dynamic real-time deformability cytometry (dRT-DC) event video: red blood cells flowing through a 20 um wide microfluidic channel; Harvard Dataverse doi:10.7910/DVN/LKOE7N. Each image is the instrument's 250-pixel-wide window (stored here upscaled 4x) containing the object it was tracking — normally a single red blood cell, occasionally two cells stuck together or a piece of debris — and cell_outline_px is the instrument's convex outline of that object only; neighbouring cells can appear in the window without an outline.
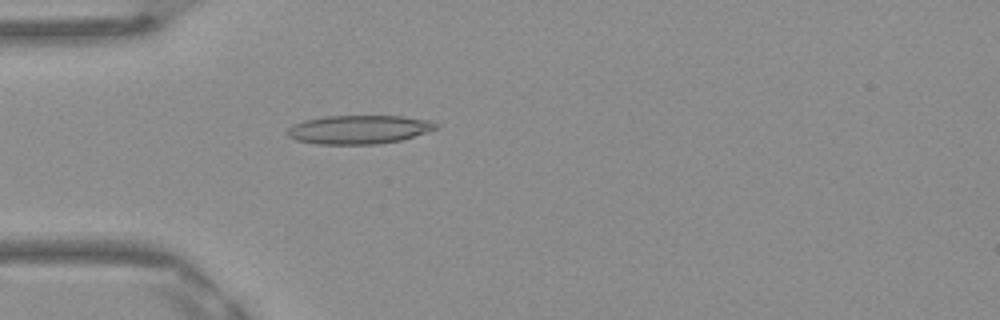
{"species": "Egyptian fruit bat (a non-hibernating species)", "species_latin": "Rousettus aegyptiacus", "temperature_condition": "warm", "stored_images_in_passage": 48, "camera_frame_rate_fps": 3000, "um_per_image_px": 0.085, "frame": {"image": 1, "passage_image": 14, "time_ms": 4.333, "image_size_px": [1000, 320], "cell_outline_px": [[440, 124], [436, 128], [428, 132], [400, 140], [376, 144], [316, 144], [296, 140], [288, 136], [288, 128], [304, 120], [324, 116], [400, 116], [432, 120]], "centroid_in_image_um": [30.54, 11.0], "position_along_channel_um": 54.5, "area_um2": 24.8}}
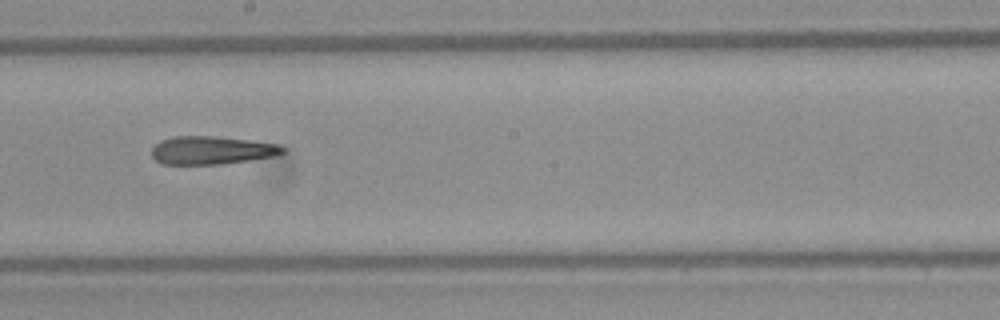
{"frame": {"image": 2, "passage_image": 27, "time_ms": 8.667, "image_size_px": [1000, 320], "cell_outline_px": [[284, 152], [276, 156], [220, 164], [160, 164], [152, 156], [152, 148], [160, 140], [172, 136], [212, 136], [248, 140], [276, 144], [284, 148]], "centroid_in_image_um": [17.94, 12.77], "position_along_channel_um": 230.3, "area_um2": 21.33}}
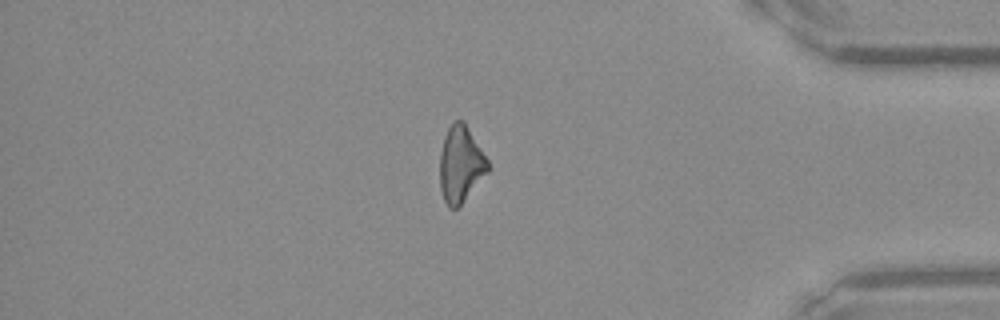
{"frame": {"image": 3, "passage_image": 41, "time_ms": 13.333, "image_size_px": [1000, 320], "cell_outline_px": [[488, 172], [460, 204], [456, 208], [448, 208], [444, 200], [440, 188], [440, 152], [444, 136], [448, 128], [456, 120], [464, 120], [488, 160]], "centroid_in_image_um": [39.14, 13.94], "position_along_channel_um": 396.1, "area_um2": 21.15}}